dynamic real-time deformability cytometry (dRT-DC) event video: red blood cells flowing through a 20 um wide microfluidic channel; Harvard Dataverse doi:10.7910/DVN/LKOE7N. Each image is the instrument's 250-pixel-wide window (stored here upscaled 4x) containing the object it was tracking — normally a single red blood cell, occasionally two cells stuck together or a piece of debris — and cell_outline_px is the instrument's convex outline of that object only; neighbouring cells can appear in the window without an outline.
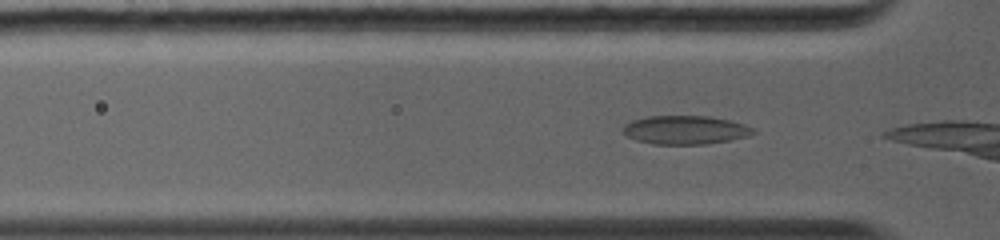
{"species": "common noctule bat (a hibernating species)", "species_latin": "Nyctalus noctula", "temperature_condition": "warm", "stored_images_in_passage": 27, "camera_frame_rate_fps": 5000, "um_per_image_px": 0.085, "animal": {"sex": "female", "body_mass_g": 19.0, "forearm_length_mm": 56.7}, "frame": {"image": 1, "passage_image": 2, "time_ms": 0.2, "image_size_px": [1000, 240], "cell_outline_px": [[756, 132], [748, 136], [728, 140], [704, 144], [652, 144], [636, 140], [628, 136], [624, 132], [624, 124], [632, 120], [648, 116], [712, 116], [744, 124], [752, 128]], "centroid_in_image_um": [58.24, 11.04], "position_along_channel_um": 67.6, "area_um2": 21.56}}
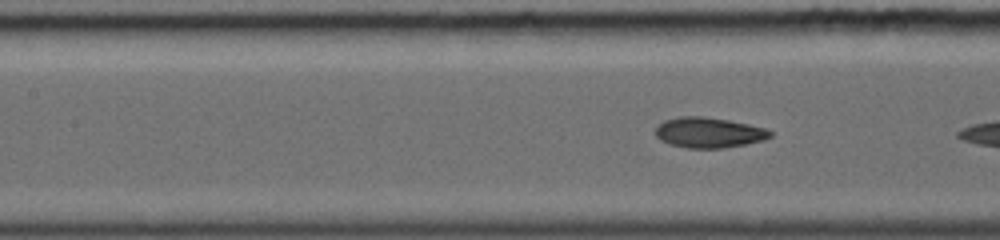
{"frame": {"image": 2, "passage_image": 11, "time_ms": 2.0, "image_size_px": [1000, 240], "cell_outline_px": [[772, 136], [764, 140], [744, 144], [720, 148], [684, 148], [668, 144], [660, 140], [656, 136], [656, 128], [664, 120], [676, 116], [704, 116], [728, 120], [748, 124], [764, 128], [772, 132]], "centroid_in_image_um": [60.21, 11.26], "position_along_channel_um": 147.2, "area_um2": 20.35}}
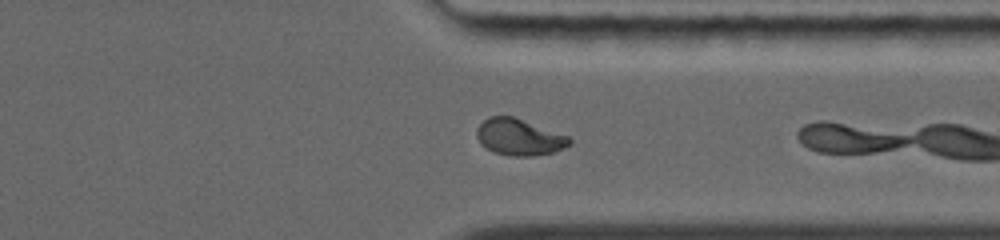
{"frame": {"image": 3, "passage_image": 24, "time_ms": 7.0, "image_size_px": [1000, 240], "cell_outline_px": [[572, 144], [564, 148], [552, 152], [532, 156], [512, 156], [496, 152], [480, 144], [476, 136], [476, 128], [488, 116], [512, 116], [568, 136], [572, 140]], "centroid_in_image_um": [44.12, 11.65], "position_along_channel_um": 367.3, "area_um2": 19.54}}